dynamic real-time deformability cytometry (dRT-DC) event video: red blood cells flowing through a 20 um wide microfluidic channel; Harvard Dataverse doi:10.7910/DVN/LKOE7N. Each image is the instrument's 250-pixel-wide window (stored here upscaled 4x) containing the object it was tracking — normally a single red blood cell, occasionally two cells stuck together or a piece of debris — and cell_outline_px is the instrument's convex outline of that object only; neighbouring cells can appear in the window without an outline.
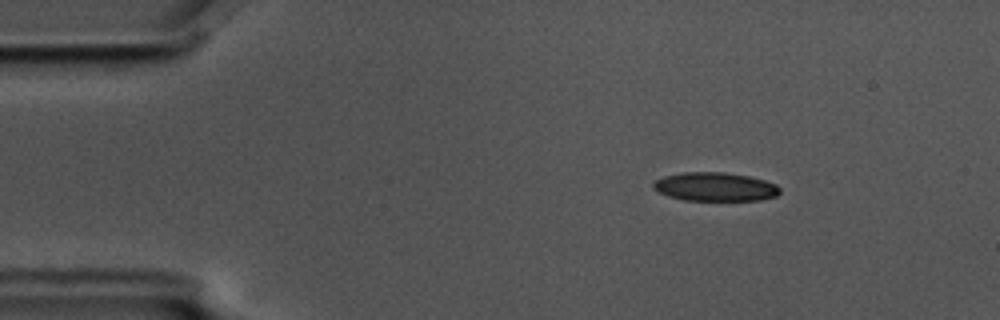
{"species": "common noctule bat (a hibernating species)", "species_latin": "Nyctalus noctula", "temperature_condition": "cold", "stored_images_in_passage": 4, "camera_frame_rate_fps": 3000, "um_per_image_px": 0.085, "animal": {"sex": "male", "body_mass_g": 17.5, "forearm_length_mm": 52.3}, "frame": {"image": 1, "passage_image": 2, "time_ms": 0.333, "image_size_px": [1000, 320], "cell_outline_px": [[780, 192], [776, 196], [760, 200], [684, 200], [668, 196], [652, 188], [652, 184], [656, 180], [664, 176], [684, 172], [724, 172], [748, 176], [764, 180], [776, 184], [780, 188]], "centroid_in_image_um": [60.78, 15.87], "position_along_channel_um": 24.2, "area_um2": 21.1}}